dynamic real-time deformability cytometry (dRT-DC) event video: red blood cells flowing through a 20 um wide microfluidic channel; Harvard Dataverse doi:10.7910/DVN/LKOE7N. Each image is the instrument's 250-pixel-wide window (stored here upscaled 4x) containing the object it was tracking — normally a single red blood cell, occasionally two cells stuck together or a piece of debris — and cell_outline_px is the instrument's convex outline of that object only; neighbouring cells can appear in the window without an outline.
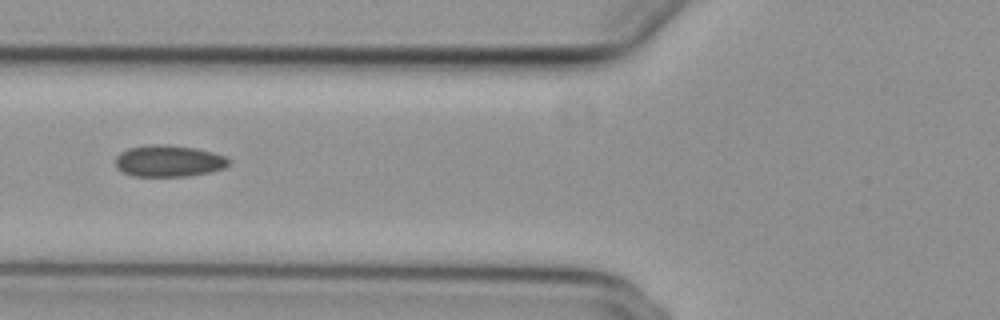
{"species": "common noctule bat (a hibernating species)", "species_latin": "Nyctalus noctula", "temperature_condition": "cold", "stored_images_in_passage": 39, "camera_frame_rate_fps": 3000, "um_per_image_px": 0.085, "animal": {"sex": "female", "body_mass_g": 29.2, "forearm_length_mm": 56.3}, "frame": {"image": 1, "passage_image": 6, "time_ms": 1.667, "image_size_px": [1000, 320], "cell_outline_px": [[228, 164], [224, 168], [212, 172], [188, 176], [132, 176], [116, 168], [116, 156], [120, 152], [128, 148], [152, 144], [156, 144], [196, 148], [212, 152], [224, 156], [228, 160]], "centroid_in_image_um": [14.32, 13.69], "position_along_channel_um": 111.5, "area_um2": 20.75}}
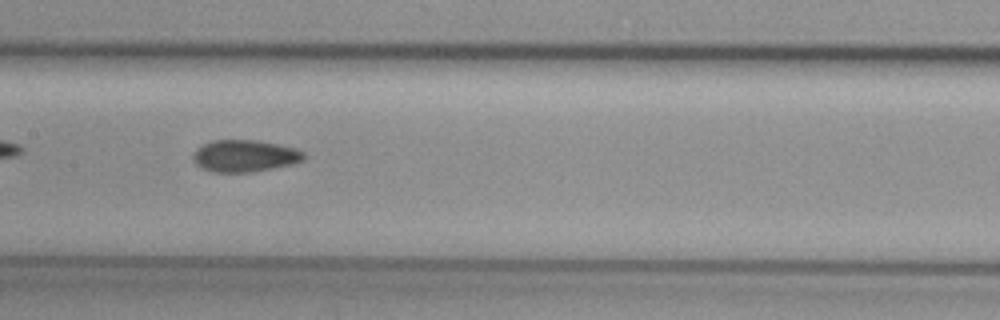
{"frame": {"image": 2, "passage_image": 12, "time_ms": 3.667, "image_size_px": [1000, 320], "cell_outline_px": [[304, 160], [292, 164], [252, 172], [212, 172], [196, 164], [192, 160], [192, 156], [196, 148], [212, 140], [256, 140], [296, 148], [304, 152]], "centroid_in_image_um": [20.78, 13.25], "position_along_channel_um": 186.6, "area_um2": 20.58}}
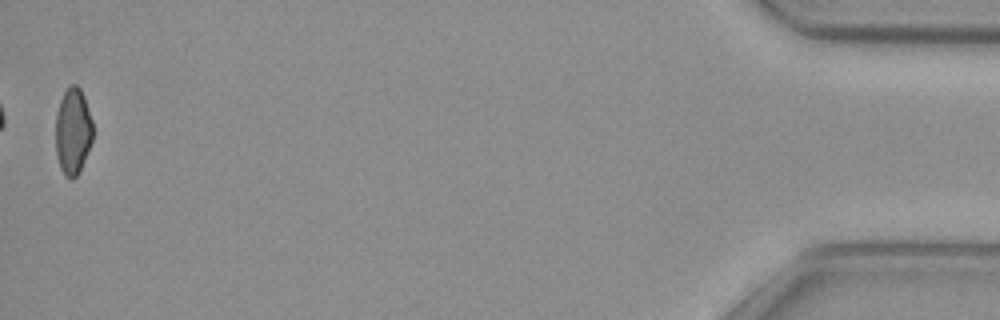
{"frame": {"image": 3, "passage_image": 39, "time_ms": 12.667, "image_size_px": [1000, 320], "cell_outline_px": [[92, 140], [84, 160], [76, 176], [72, 180], [64, 176], [60, 168], [56, 152], [56, 112], [60, 100], [68, 84], [76, 84], [80, 88], [84, 96], [92, 120]], "centroid_in_image_um": [6.18, 11.13], "position_along_channel_um": 429.0, "area_um2": 18.79}, "authors_computed_cell_mechanics": {"area_um2": 20.1722, "velocity_mm_per_s": 3.7366, "shape_relaxation_time_tau1_ms": null, "shape_relaxation_time_tau2_ms": 4.458, "deformation_change_tau1": null, "deformation_change_tau2": 0.0819}}